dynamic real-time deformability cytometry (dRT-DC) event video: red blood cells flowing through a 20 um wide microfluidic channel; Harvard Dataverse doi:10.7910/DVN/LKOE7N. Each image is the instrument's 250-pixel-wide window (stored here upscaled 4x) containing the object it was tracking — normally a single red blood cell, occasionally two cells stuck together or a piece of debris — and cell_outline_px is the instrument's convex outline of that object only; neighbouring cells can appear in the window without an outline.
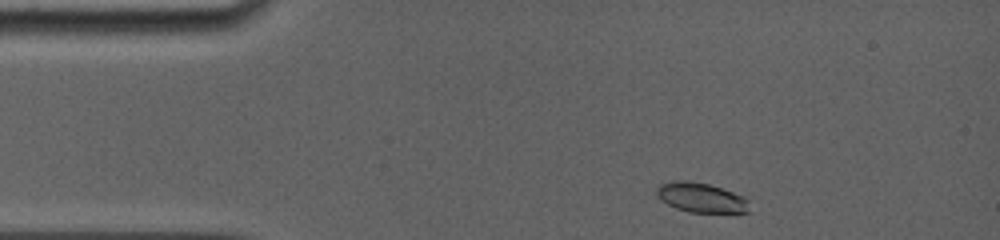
{"species": "common noctule bat (a hibernating species)", "species_latin": "Nyctalus noctula", "temperature_condition": "room temperature", "stored_images_in_passage": 36, "camera_frame_rate_fps": 5000, "um_per_image_px": 0.085, "animal": {"sex": "female", "body_mass_g": 19.0, "forearm_length_mm": 56.7}, "frame": {"image": 1, "passage_image": 1, "time_ms": 0.0, "image_size_px": [1000, 240], "cell_outline_px": [[748, 212], [688, 212], [676, 208], [660, 200], [656, 196], [656, 188], [660, 184], [672, 180], [684, 180], [708, 184], [744, 196], [748, 200]], "centroid_in_image_um": [59.53, 16.79], "position_along_channel_um": 25.5, "area_um2": 15.95}}
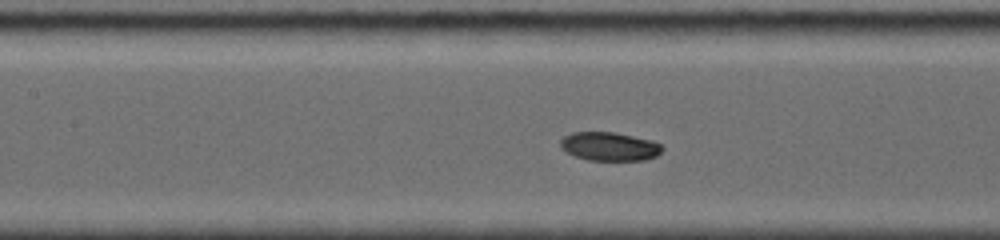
{"frame": {"image": 2, "passage_image": 17, "time_ms": 4.8, "image_size_px": [1000, 240], "cell_outline_px": [[664, 148], [656, 156], [644, 160], [588, 160], [576, 156], [568, 152], [560, 144], [560, 140], [564, 136], [572, 132], [612, 132], [632, 136], [648, 140], [660, 144]], "centroid_in_image_um": [51.8, 12.45], "position_along_channel_um": 155.6, "area_um2": 16.65}}
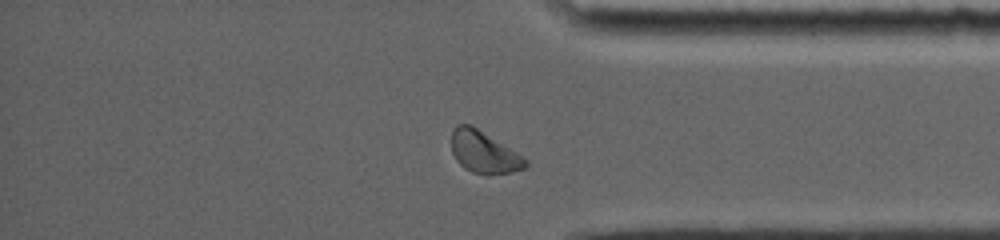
{"frame": {"image": 3, "passage_image": 31, "time_ms": 11.0, "image_size_px": [1000, 240], "cell_outline_px": [[528, 168], [512, 172], [472, 172], [464, 168], [456, 160], [452, 152], [452, 132], [456, 124], [472, 124], [516, 152], [528, 160]], "centroid_in_image_um": [41.12, 12.89], "position_along_channel_um": 394.1, "area_um2": 17.74}, "authors_computed_cell_mechanics": {"area_um2": 16.8487, "velocity_mm_per_s": 3.8772, "shape_relaxation_time_tau1_ms": 2.8436, "shape_relaxation_time_tau2_ms": null, "deformation_change_tau1": 0.0765, "deformation_change_tau2": null}}